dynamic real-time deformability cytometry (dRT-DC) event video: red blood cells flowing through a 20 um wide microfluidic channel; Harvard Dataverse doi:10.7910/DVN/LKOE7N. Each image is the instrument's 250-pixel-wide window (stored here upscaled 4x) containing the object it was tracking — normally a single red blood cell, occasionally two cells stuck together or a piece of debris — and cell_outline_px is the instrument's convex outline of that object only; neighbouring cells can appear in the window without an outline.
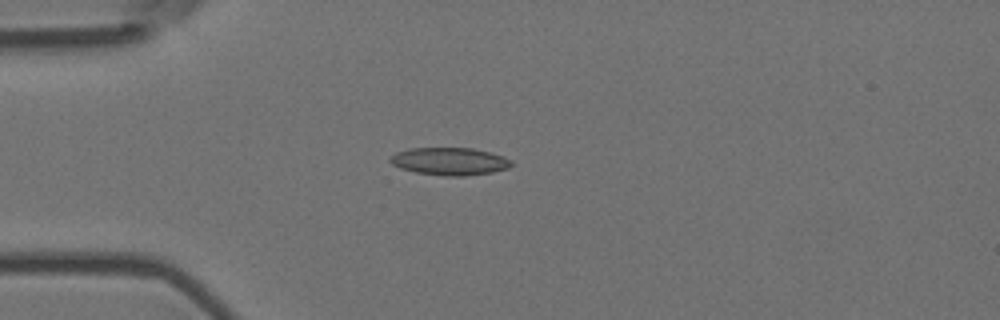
{"species": "Egyptian fruit bat (a non-hibernating species)", "species_latin": "Rousettus aegyptiacus", "temperature_condition": "room temperature", "stored_images_in_passage": 4, "camera_frame_rate_fps": 3000, "um_per_image_px": 0.085, "animal": {"sex": "female"}, "frame": {"image": 1, "passage_image": 4, "time_ms": 1.0, "image_size_px": [1000, 320], "cell_outline_px": [[512, 164], [508, 168], [492, 172], [464, 176], [444, 176], [416, 172], [400, 168], [392, 164], [388, 160], [396, 152], [412, 148], [472, 148], [492, 152], [504, 156], [512, 160]], "centroid_in_image_um": [38.24, 13.71], "position_along_channel_um": 46.8, "area_um2": 19.54}}